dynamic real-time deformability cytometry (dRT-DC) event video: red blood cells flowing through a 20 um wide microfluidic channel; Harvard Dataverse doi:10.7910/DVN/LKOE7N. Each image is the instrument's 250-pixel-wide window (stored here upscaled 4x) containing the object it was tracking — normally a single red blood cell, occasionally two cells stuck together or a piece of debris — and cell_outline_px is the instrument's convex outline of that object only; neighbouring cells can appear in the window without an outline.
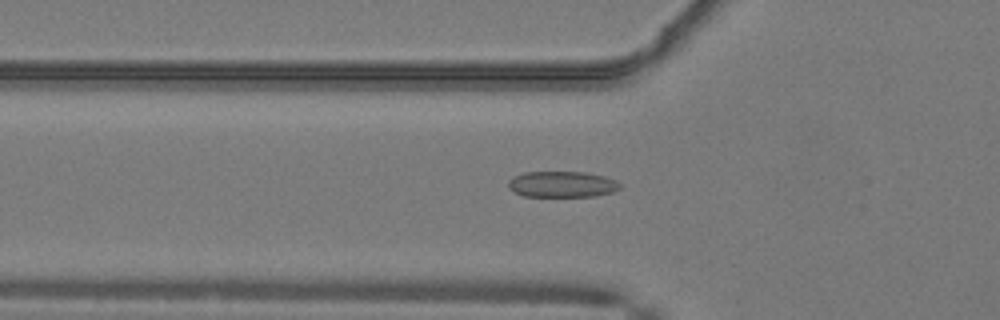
{"species": "common noctule bat (a hibernating species)", "species_latin": "Nyctalus noctula", "temperature_condition": "warm", "stored_images_in_passage": 51, "camera_frame_rate_fps": 3000, "um_per_image_px": 0.085, "animal": {"sex": "male", "body_mass_g": 19.2, "forearm_length_mm": 51.8}, "frame": {"image": 1, "passage_image": 18, "time_ms": 5.667, "image_size_px": [1000, 320], "cell_outline_px": [[620, 188], [612, 192], [596, 196], [524, 196], [512, 192], [508, 188], [508, 180], [524, 172], [588, 172], [604, 176], [616, 180], [620, 184]], "centroid_in_image_um": [47.77, 15.66], "position_along_channel_um": 78.0, "area_um2": 16.99}}
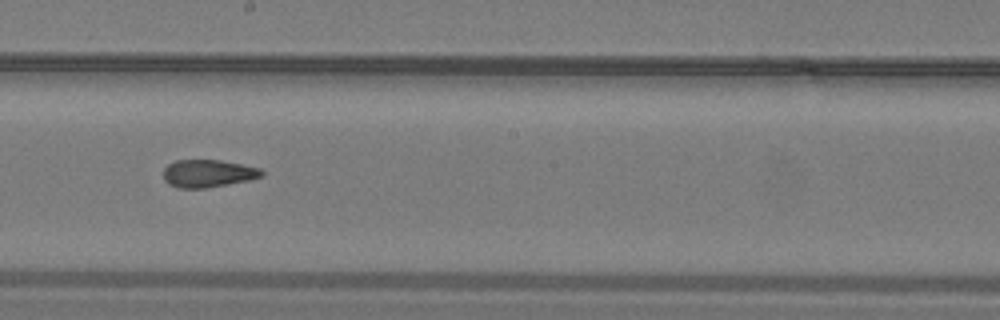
{"frame": {"image": 2, "passage_image": 29, "time_ms": 9.333, "image_size_px": [1000, 320], "cell_outline_px": [[264, 176], [248, 180], [228, 184], [204, 188], [176, 188], [168, 184], [164, 180], [164, 168], [168, 164], [176, 160], [220, 160], [260, 168], [264, 172]], "centroid_in_image_um": [17.66, 14.74], "position_along_channel_um": 230.5, "area_um2": 15.84}}
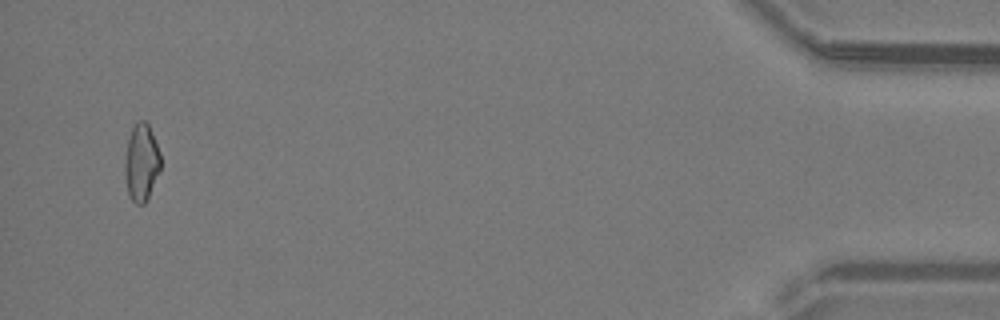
{"frame": {"image": 3, "passage_image": 49, "time_ms": 16.0, "image_size_px": [1000, 320], "cell_outline_px": [[160, 172], [144, 204], [136, 204], [128, 196], [124, 176], [124, 160], [128, 140], [132, 128], [136, 120], [144, 120], [148, 124], [160, 152]], "centroid_in_image_um": [12.0, 13.82], "position_along_channel_um": 423.2, "area_um2": 16.24}, "authors_computed_cell_mechanics": {"area_um2": 16.4152, "velocity_mm_per_s": 4.1362, "shape_relaxation_time_tau1_ms": null, "shape_relaxation_time_tau2_ms": 1.6312, "deformation_change_tau1": null, "deformation_change_tau2": 0.087}}